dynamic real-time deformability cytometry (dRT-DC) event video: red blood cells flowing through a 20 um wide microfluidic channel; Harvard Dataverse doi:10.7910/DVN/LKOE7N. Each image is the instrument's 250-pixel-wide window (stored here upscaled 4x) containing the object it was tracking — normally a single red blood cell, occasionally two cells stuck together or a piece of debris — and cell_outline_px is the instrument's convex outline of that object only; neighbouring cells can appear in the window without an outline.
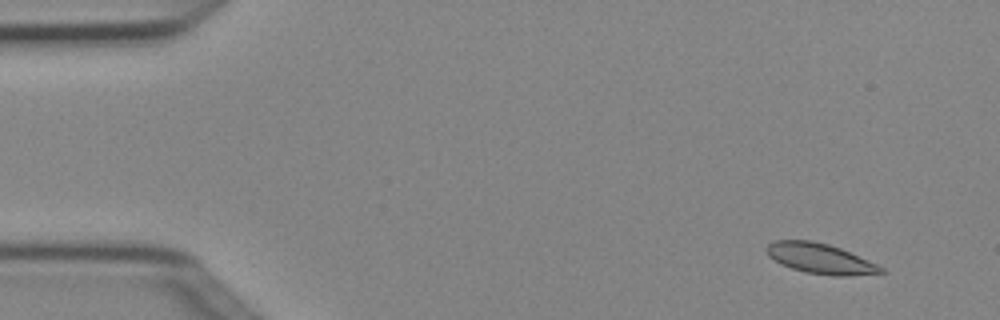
{"species": "Egyptian fruit bat (a non-hibernating species)", "species_latin": "Rousettus aegyptiacus", "temperature_condition": "cold", "stored_images_in_passage": 5, "camera_frame_rate_fps": 3000, "um_per_image_px": 0.085, "animal": {"sex": "female"}, "frame": {"image": 1, "passage_image": 2, "time_ms": 0.333, "image_size_px": [1000, 320], "cell_outline_px": [[888, 272], [848, 276], [832, 276], [804, 272], [780, 264], [768, 256], [764, 248], [768, 244], [776, 240], [812, 240], [828, 244], [840, 248], [876, 264], [884, 268]], "centroid_in_image_um": [69.69, 21.98], "position_along_channel_um": 15.3, "area_um2": 20.23}}